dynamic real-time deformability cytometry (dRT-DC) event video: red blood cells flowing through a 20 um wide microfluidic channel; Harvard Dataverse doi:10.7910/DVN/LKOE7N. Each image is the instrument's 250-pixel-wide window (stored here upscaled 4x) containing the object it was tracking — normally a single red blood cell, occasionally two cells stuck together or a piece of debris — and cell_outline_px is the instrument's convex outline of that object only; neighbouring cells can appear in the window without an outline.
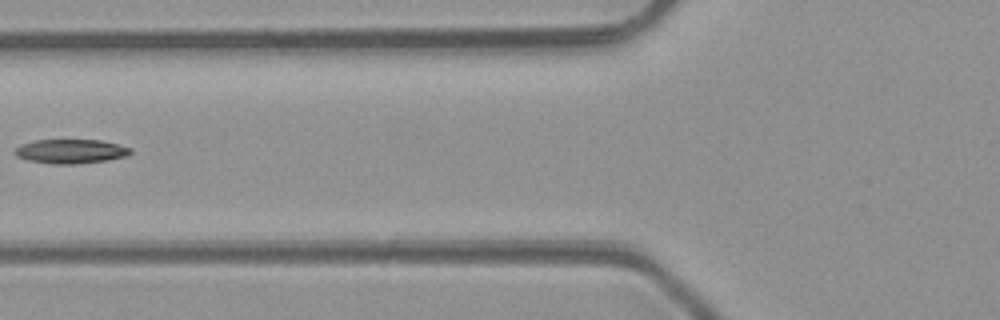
{"species": "common noctule bat (a hibernating species)", "species_latin": "Nyctalus noctula", "temperature_condition": "room temperature", "stored_images_in_passage": 6, "camera_frame_rate_fps": 3000, "um_per_image_px": 0.085, "animal": {"sex": "male", "body_mass_g": 23.1, "forearm_length_mm": 52.7}, "frame": {"image": 1, "passage_image": 6, "time_ms": 6.667, "image_size_px": [1000, 320], "cell_outline_px": [[132, 152], [128, 156], [108, 160], [76, 164], [52, 164], [28, 160], [16, 156], [16, 148], [20, 144], [36, 140], [100, 140], [132, 148]], "centroid_in_image_um": [6.04, 12.87], "position_along_channel_um": 119.8, "area_um2": 16.3}}